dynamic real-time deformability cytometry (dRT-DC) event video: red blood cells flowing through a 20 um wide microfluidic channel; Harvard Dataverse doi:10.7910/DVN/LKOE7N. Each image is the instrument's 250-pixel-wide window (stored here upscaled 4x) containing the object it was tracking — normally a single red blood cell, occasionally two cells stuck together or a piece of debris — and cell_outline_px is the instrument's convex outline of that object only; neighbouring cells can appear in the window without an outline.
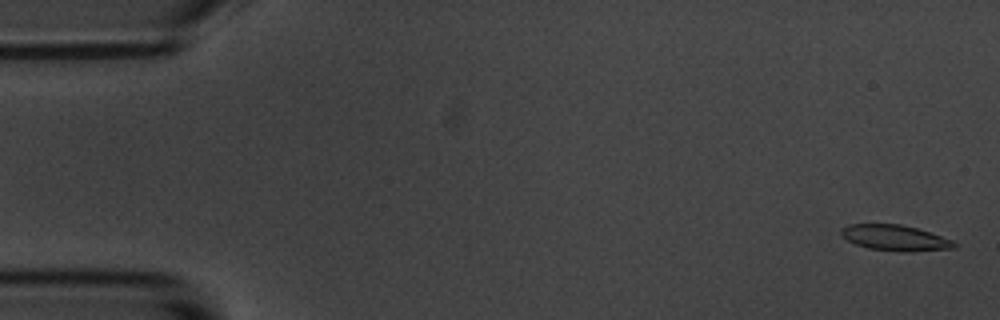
{"species": "common noctule bat (a hibernating species)", "species_latin": "Nyctalus noctula", "temperature_condition": "room temperature", "stored_images_in_passage": 5, "segment_of_instrument_passage": [1, 2], "camera_frame_rate_fps": 3000, "um_per_image_px": 0.085, "animal": {"sex": "male", "body_mass_g": 20.1, "forearm_length_mm": 53.5}, "frame": {"image": 1, "passage_image": 1, "time_ms": 0.0, "image_size_px": [1000, 320], "cell_outline_px": [[956, 248], [912, 252], [900, 252], [868, 248], [856, 244], [848, 240], [840, 232], [840, 228], [848, 224], [900, 224], [916, 228], [952, 240], [956, 244]], "centroid_in_image_um": [76.07, 20.22], "position_along_channel_um": 8.9, "area_um2": 16.88}}